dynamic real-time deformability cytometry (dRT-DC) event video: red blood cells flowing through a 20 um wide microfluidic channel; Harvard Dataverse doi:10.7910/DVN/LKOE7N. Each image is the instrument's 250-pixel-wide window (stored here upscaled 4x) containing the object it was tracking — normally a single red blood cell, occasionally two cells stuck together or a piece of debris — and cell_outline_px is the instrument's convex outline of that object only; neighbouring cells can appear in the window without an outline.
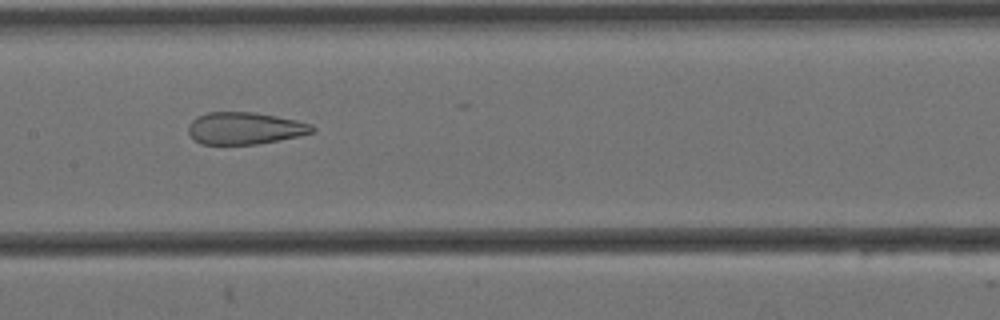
{"species": "Egyptian fruit bat (a non-hibernating species)", "species_latin": "Rousettus aegyptiacus", "temperature_condition": "cold", "stored_images_in_passage": 14, "camera_frame_rate_fps": 3000, "um_per_image_px": 0.085, "animal": {"sex": "female"}, "frame": {"image": 1, "passage_image": 7, "time_ms": 2.0, "image_size_px": [1000, 320], "cell_outline_px": [[316, 132], [300, 136], [256, 144], [200, 144], [188, 132], [188, 124], [196, 116], [208, 112], [256, 112], [296, 120], [312, 124], [316, 128]], "centroid_in_image_um": [20.83, 10.89], "position_along_channel_um": 186.6, "area_um2": 23.29}}
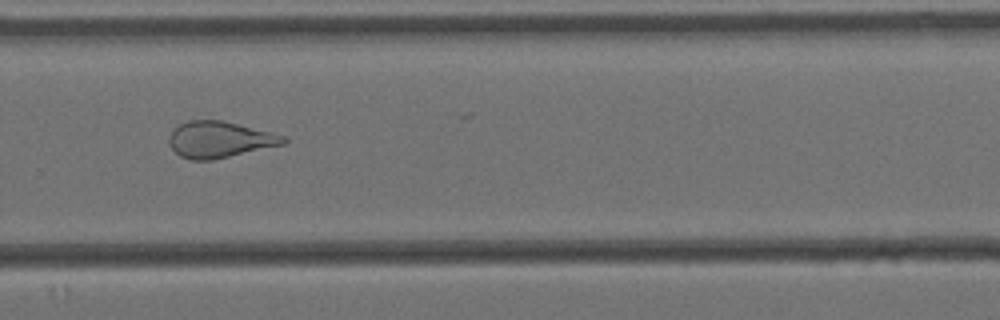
{"frame": {"image": 2, "passage_image": 10, "time_ms": 3.0, "image_size_px": [1000, 320], "cell_outline_px": [[288, 140], [284, 144], [212, 160], [188, 160], [180, 156], [168, 144], [168, 136], [172, 128], [188, 120], [220, 120], [284, 136]], "centroid_in_image_um": [18.58, 11.87], "position_along_channel_um": 311.2, "area_um2": 23.99}}
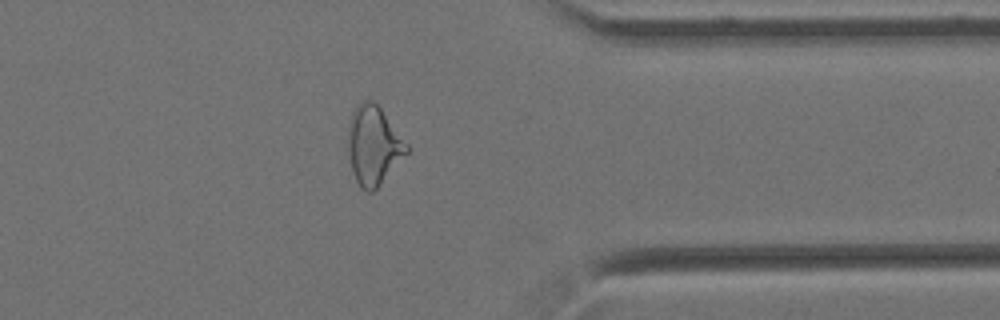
{"frame": {"image": 3, "passage_image": 12, "time_ms": 3.667, "image_size_px": [1000, 320], "cell_outline_px": [[408, 152], [380, 184], [372, 192], [368, 192], [360, 188], [356, 180], [352, 168], [348, 152], [348, 124], [352, 112], [360, 100], [372, 100], [380, 108], [408, 144]], "centroid_in_image_um": [31.73, 12.34], "position_along_channel_um": 379.7, "area_um2": 26.65}}